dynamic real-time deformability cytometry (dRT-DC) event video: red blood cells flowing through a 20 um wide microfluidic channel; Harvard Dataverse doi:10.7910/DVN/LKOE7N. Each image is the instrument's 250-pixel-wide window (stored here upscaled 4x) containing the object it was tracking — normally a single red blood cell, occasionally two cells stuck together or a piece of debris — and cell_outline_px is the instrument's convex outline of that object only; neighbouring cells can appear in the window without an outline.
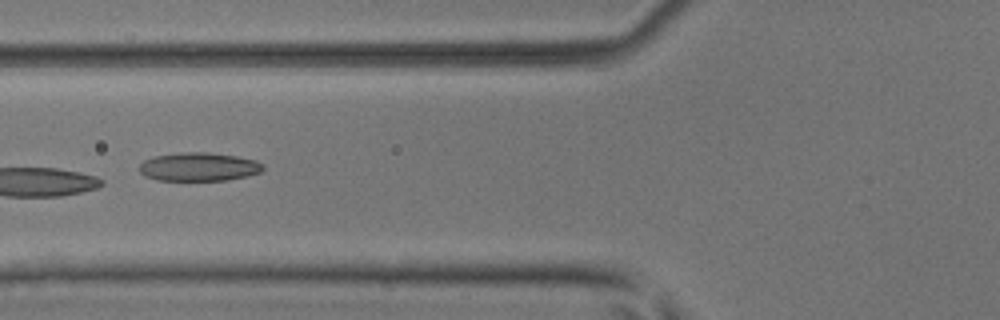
{"species": "common noctule bat (a hibernating species)", "species_latin": "Nyctalus noctula", "temperature_condition": "room temperature", "stored_images_in_passage": 7, "camera_frame_rate_fps": 3000, "um_per_image_px": 0.085, "animal": {"sex": "male", "body_mass_g": 17.9, "forearm_length_mm": 54.2}, "frame": {"image": 1, "passage_image": 6, "time_ms": 1.667, "image_size_px": [1000, 320], "cell_outline_px": [[264, 168], [260, 172], [248, 176], [228, 180], [156, 180], [144, 176], [140, 172], [140, 164], [144, 160], [156, 156], [184, 152], [208, 152], [236, 156], [256, 160], [264, 164]], "centroid_in_image_um": [16.92, 14.18], "position_along_channel_um": 108.9, "area_um2": 20.58}}
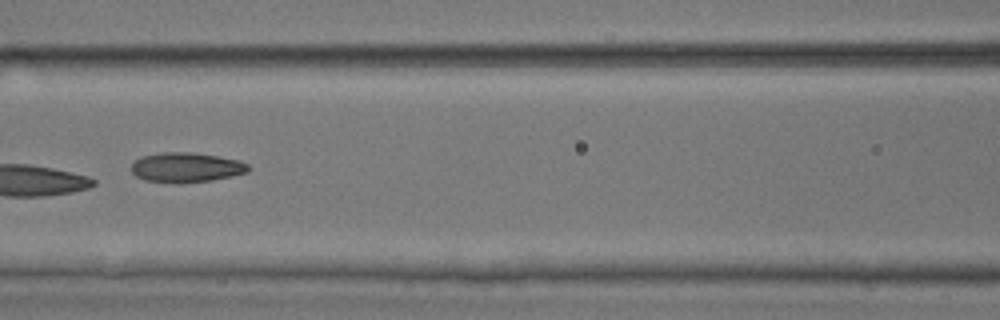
{"frame": {"image": 2, "passage_image": 7, "time_ms": 2.0, "image_size_px": [1000, 320], "cell_outline_px": [[248, 172], [212, 180], [180, 184], [172, 184], [144, 180], [136, 176], [132, 172], [132, 164], [140, 156], [160, 152], [192, 152], [240, 160], [248, 164]], "centroid_in_image_um": [15.79, 14.24], "position_along_channel_um": 150.8, "area_um2": 20.52}}